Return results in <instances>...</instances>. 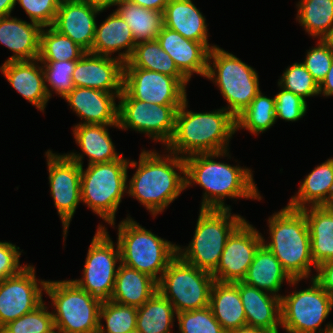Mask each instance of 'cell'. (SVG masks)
<instances>
[{
	"mask_svg": "<svg viewBox=\"0 0 333 333\" xmlns=\"http://www.w3.org/2000/svg\"><path fill=\"white\" fill-rule=\"evenodd\" d=\"M321 333H333V323H331L329 326H326V328Z\"/></svg>",
	"mask_w": 333,
	"mask_h": 333,
	"instance_id": "obj_55",
	"label": "cell"
},
{
	"mask_svg": "<svg viewBox=\"0 0 333 333\" xmlns=\"http://www.w3.org/2000/svg\"><path fill=\"white\" fill-rule=\"evenodd\" d=\"M86 51L52 26L40 32V61H77Z\"/></svg>",
	"mask_w": 333,
	"mask_h": 333,
	"instance_id": "obj_38",
	"label": "cell"
},
{
	"mask_svg": "<svg viewBox=\"0 0 333 333\" xmlns=\"http://www.w3.org/2000/svg\"><path fill=\"white\" fill-rule=\"evenodd\" d=\"M118 100L119 129L142 133L166 147L174 134L176 112L181 105L149 104L134 99L124 88Z\"/></svg>",
	"mask_w": 333,
	"mask_h": 333,
	"instance_id": "obj_13",
	"label": "cell"
},
{
	"mask_svg": "<svg viewBox=\"0 0 333 333\" xmlns=\"http://www.w3.org/2000/svg\"><path fill=\"white\" fill-rule=\"evenodd\" d=\"M115 243L107 227L100 223L88 247L82 278L71 279L79 288L102 301L110 300L112 296L121 262L119 245Z\"/></svg>",
	"mask_w": 333,
	"mask_h": 333,
	"instance_id": "obj_12",
	"label": "cell"
},
{
	"mask_svg": "<svg viewBox=\"0 0 333 333\" xmlns=\"http://www.w3.org/2000/svg\"><path fill=\"white\" fill-rule=\"evenodd\" d=\"M129 333H141L140 331H138L137 329L130 331Z\"/></svg>",
	"mask_w": 333,
	"mask_h": 333,
	"instance_id": "obj_57",
	"label": "cell"
},
{
	"mask_svg": "<svg viewBox=\"0 0 333 333\" xmlns=\"http://www.w3.org/2000/svg\"><path fill=\"white\" fill-rule=\"evenodd\" d=\"M214 282L210 272L184 262L177 255L163 272L157 288L179 313L209 306Z\"/></svg>",
	"mask_w": 333,
	"mask_h": 333,
	"instance_id": "obj_11",
	"label": "cell"
},
{
	"mask_svg": "<svg viewBox=\"0 0 333 333\" xmlns=\"http://www.w3.org/2000/svg\"><path fill=\"white\" fill-rule=\"evenodd\" d=\"M262 244V233L246 219L229 236L217 268L216 281L240 282L246 276L254 255Z\"/></svg>",
	"mask_w": 333,
	"mask_h": 333,
	"instance_id": "obj_16",
	"label": "cell"
},
{
	"mask_svg": "<svg viewBox=\"0 0 333 333\" xmlns=\"http://www.w3.org/2000/svg\"><path fill=\"white\" fill-rule=\"evenodd\" d=\"M299 185L298 192L289 199V207L301 210L324 206L333 192V157L317 165Z\"/></svg>",
	"mask_w": 333,
	"mask_h": 333,
	"instance_id": "obj_29",
	"label": "cell"
},
{
	"mask_svg": "<svg viewBox=\"0 0 333 333\" xmlns=\"http://www.w3.org/2000/svg\"><path fill=\"white\" fill-rule=\"evenodd\" d=\"M57 333H97L102 300L79 288L72 280H47Z\"/></svg>",
	"mask_w": 333,
	"mask_h": 333,
	"instance_id": "obj_9",
	"label": "cell"
},
{
	"mask_svg": "<svg viewBox=\"0 0 333 333\" xmlns=\"http://www.w3.org/2000/svg\"><path fill=\"white\" fill-rule=\"evenodd\" d=\"M268 241L262 235V243L280 261L293 280L312 279L317 266L311 255L310 232L305 214L300 209L286 205L267 220Z\"/></svg>",
	"mask_w": 333,
	"mask_h": 333,
	"instance_id": "obj_4",
	"label": "cell"
},
{
	"mask_svg": "<svg viewBox=\"0 0 333 333\" xmlns=\"http://www.w3.org/2000/svg\"><path fill=\"white\" fill-rule=\"evenodd\" d=\"M232 209H200L192 240L177 245V255L186 263L212 273L218 266L226 242L246 219Z\"/></svg>",
	"mask_w": 333,
	"mask_h": 333,
	"instance_id": "obj_6",
	"label": "cell"
},
{
	"mask_svg": "<svg viewBox=\"0 0 333 333\" xmlns=\"http://www.w3.org/2000/svg\"><path fill=\"white\" fill-rule=\"evenodd\" d=\"M124 68H141L159 72L178 79L186 88L190 80L177 68L169 54L156 40L138 43Z\"/></svg>",
	"mask_w": 333,
	"mask_h": 333,
	"instance_id": "obj_33",
	"label": "cell"
},
{
	"mask_svg": "<svg viewBox=\"0 0 333 333\" xmlns=\"http://www.w3.org/2000/svg\"><path fill=\"white\" fill-rule=\"evenodd\" d=\"M92 6L98 7L101 10H107L110 7H115L121 0H82Z\"/></svg>",
	"mask_w": 333,
	"mask_h": 333,
	"instance_id": "obj_51",
	"label": "cell"
},
{
	"mask_svg": "<svg viewBox=\"0 0 333 333\" xmlns=\"http://www.w3.org/2000/svg\"><path fill=\"white\" fill-rule=\"evenodd\" d=\"M157 41L189 80L194 73L205 78L210 49L204 43L186 39L164 25Z\"/></svg>",
	"mask_w": 333,
	"mask_h": 333,
	"instance_id": "obj_23",
	"label": "cell"
},
{
	"mask_svg": "<svg viewBox=\"0 0 333 333\" xmlns=\"http://www.w3.org/2000/svg\"><path fill=\"white\" fill-rule=\"evenodd\" d=\"M122 264L149 275L157 282L177 256V245L142 227L129 214L117 225Z\"/></svg>",
	"mask_w": 333,
	"mask_h": 333,
	"instance_id": "obj_5",
	"label": "cell"
},
{
	"mask_svg": "<svg viewBox=\"0 0 333 333\" xmlns=\"http://www.w3.org/2000/svg\"><path fill=\"white\" fill-rule=\"evenodd\" d=\"M215 319L228 333L247 325L244 307L238 290V282L213 283L209 304Z\"/></svg>",
	"mask_w": 333,
	"mask_h": 333,
	"instance_id": "obj_30",
	"label": "cell"
},
{
	"mask_svg": "<svg viewBox=\"0 0 333 333\" xmlns=\"http://www.w3.org/2000/svg\"><path fill=\"white\" fill-rule=\"evenodd\" d=\"M129 159L81 166V202L112 228L116 225V212L127 194Z\"/></svg>",
	"mask_w": 333,
	"mask_h": 333,
	"instance_id": "obj_7",
	"label": "cell"
},
{
	"mask_svg": "<svg viewBox=\"0 0 333 333\" xmlns=\"http://www.w3.org/2000/svg\"><path fill=\"white\" fill-rule=\"evenodd\" d=\"M157 291L156 280L147 274L120 263L110 301L140 307Z\"/></svg>",
	"mask_w": 333,
	"mask_h": 333,
	"instance_id": "obj_31",
	"label": "cell"
},
{
	"mask_svg": "<svg viewBox=\"0 0 333 333\" xmlns=\"http://www.w3.org/2000/svg\"><path fill=\"white\" fill-rule=\"evenodd\" d=\"M20 247L10 241H0V282L19 273L27 264H20V256L22 251Z\"/></svg>",
	"mask_w": 333,
	"mask_h": 333,
	"instance_id": "obj_47",
	"label": "cell"
},
{
	"mask_svg": "<svg viewBox=\"0 0 333 333\" xmlns=\"http://www.w3.org/2000/svg\"><path fill=\"white\" fill-rule=\"evenodd\" d=\"M284 280L288 285L293 281L280 261L262 243L257 249L253 262L242 282L281 298L283 294L278 292L284 286Z\"/></svg>",
	"mask_w": 333,
	"mask_h": 333,
	"instance_id": "obj_28",
	"label": "cell"
},
{
	"mask_svg": "<svg viewBox=\"0 0 333 333\" xmlns=\"http://www.w3.org/2000/svg\"><path fill=\"white\" fill-rule=\"evenodd\" d=\"M296 22L311 38L327 40L333 32V0H299Z\"/></svg>",
	"mask_w": 333,
	"mask_h": 333,
	"instance_id": "obj_35",
	"label": "cell"
},
{
	"mask_svg": "<svg viewBox=\"0 0 333 333\" xmlns=\"http://www.w3.org/2000/svg\"><path fill=\"white\" fill-rule=\"evenodd\" d=\"M274 106L275 97H267L260 91L249 106L235 118L236 132L244 129L254 136L265 133L276 124Z\"/></svg>",
	"mask_w": 333,
	"mask_h": 333,
	"instance_id": "obj_37",
	"label": "cell"
},
{
	"mask_svg": "<svg viewBox=\"0 0 333 333\" xmlns=\"http://www.w3.org/2000/svg\"><path fill=\"white\" fill-rule=\"evenodd\" d=\"M206 79L220 90L234 118L242 113L261 91L257 71L240 58L215 46L209 51Z\"/></svg>",
	"mask_w": 333,
	"mask_h": 333,
	"instance_id": "obj_8",
	"label": "cell"
},
{
	"mask_svg": "<svg viewBox=\"0 0 333 333\" xmlns=\"http://www.w3.org/2000/svg\"><path fill=\"white\" fill-rule=\"evenodd\" d=\"M229 152L194 154L184 158L186 189L196 183L204 190L200 209H231L225 203L226 198L262 200L251 168L215 160L231 159Z\"/></svg>",
	"mask_w": 333,
	"mask_h": 333,
	"instance_id": "obj_1",
	"label": "cell"
},
{
	"mask_svg": "<svg viewBox=\"0 0 333 333\" xmlns=\"http://www.w3.org/2000/svg\"><path fill=\"white\" fill-rule=\"evenodd\" d=\"M238 290L247 325L264 329L269 333H279V328H281V298L242 281L238 282Z\"/></svg>",
	"mask_w": 333,
	"mask_h": 333,
	"instance_id": "obj_25",
	"label": "cell"
},
{
	"mask_svg": "<svg viewBox=\"0 0 333 333\" xmlns=\"http://www.w3.org/2000/svg\"><path fill=\"white\" fill-rule=\"evenodd\" d=\"M228 333H269V332L264 329H261V328H256V327L246 325V326L231 330Z\"/></svg>",
	"mask_w": 333,
	"mask_h": 333,
	"instance_id": "obj_53",
	"label": "cell"
},
{
	"mask_svg": "<svg viewBox=\"0 0 333 333\" xmlns=\"http://www.w3.org/2000/svg\"><path fill=\"white\" fill-rule=\"evenodd\" d=\"M179 333H227L215 319L210 306L177 313Z\"/></svg>",
	"mask_w": 333,
	"mask_h": 333,
	"instance_id": "obj_43",
	"label": "cell"
},
{
	"mask_svg": "<svg viewBox=\"0 0 333 333\" xmlns=\"http://www.w3.org/2000/svg\"><path fill=\"white\" fill-rule=\"evenodd\" d=\"M279 90L275 97V118L286 122H296L303 118L308 110L307 101L296 94L282 88L277 83Z\"/></svg>",
	"mask_w": 333,
	"mask_h": 333,
	"instance_id": "obj_45",
	"label": "cell"
},
{
	"mask_svg": "<svg viewBox=\"0 0 333 333\" xmlns=\"http://www.w3.org/2000/svg\"><path fill=\"white\" fill-rule=\"evenodd\" d=\"M42 27L11 15L0 17V44L13 54L5 60L28 61L39 58Z\"/></svg>",
	"mask_w": 333,
	"mask_h": 333,
	"instance_id": "obj_24",
	"label": "cell"
},
{
	"mask_svg": "<svg viewBox=\"0 0 333 333\" xmlns=\"http://www.w3.org/2000/svg\"><path fill=\"white\" fill-rule=\"evenodd\" d=\"M328 210L333 212V192L331 194L330 199L327 201V203L324 205Z\"/></svg>",
	"mask_w": 333,
	"mask_h": 333,
	"instance_id": "obj_54",
	"label": "cell"
},
{
	"mask_svg": "<svg viewBox=\"0 0 333 333\" xmlns=\"http://www.w3.org/2000/svg\"><path fill=\"white\" fill-rule=\"evenodd\" d=\"M75 87H86L108 93L123 91L124 63L115 58L86 52L72 75Z\"/></svg>",
	"mask_w": 333,
	"mask_h": 333,
	"instance_id": "obj_18",
	"label": "cell"
},
{
	"mask_svg": "<svg viewBox=\"0 0 333 333\" xmlns=\"http://www.w3.org/2000/svg\"><path fill=\"white\" fill-rule=\"evenodd\" d=\"M163 25L186 39L204 43L210 50L217 46L208 42V23L193 0H169L163 11Z\"/></svg>",
	"mask_w": 333,
	"mask_h": 333,
	"instance_id": "obj_27",
	"label": "cell"
},
{
	"mask_svg": "<svg viewBox=\"0 0 333 333\" xmlns=\"http://www.w3.org/2000/svg\"><path fill=\"white\" fill-rule=\"evenodd\" d=\"M307 219L312 260L316 266L333 259V212L325 206L301 209Z\"/></svg>",
	"mask_w": 333,
	"mask_h": 333,
	"instance_id": "obj_32",
	"label": "cell"
},
{
	"mask_svg": "<svg viewBox=\"0 0 333 333\" xmlns=\"http://www.w3.org/2000/svg\"><path fill=\"white\" fill-rule=\"evenodd\" d=\"M16 0H0V17L12 15Z\"/></svg>",
	"mask_w": 333,
	"mask_h": 333,
	"instance_id": "obj_52",
	"label": "cell"
},
{
	"mask_svg": "<svg viewBox=\"0 0 333 333\" xmlns=\"http://www.w3.org/2000/svg\"><path fill=\"white\" fill-rule=\"evenodd\" d=\"M73 126L72 134L82 153L73 151L66 155L80 166H83L85 155L89 159L87 165L118 160L124 156L123 153L116 151L109 132V127L119 129L118 125L75 124Z\"/></svg>",
	"mask_w": 333,
	"mask_h": 333,
	"instance_id": "obj_21",
	"label": "cell"
},
{
	"mask_svg": "<svg viewBox=\"0 0 333 333\" xmlns=\"http://www.w3.org/2000/svg\"><path fill=\"white\" fill-rule=\"evenodd\" d=\"M327 40L331 43V45L333 47V32H332L331 36Z\"/></svg>",
	"mask_w": 333,
	"mask_h": 333,
	"instance_id": "obj_56",
	"label": "cell"
},
{
	"mask_svg": "<svg viewBox=\"0 0 333 333\" xmlns=\"http://www.w3.org/2000/svg\"><path fill=\"white\" fill-rule=\"evenodd\" d=\"M188 99L176 112L174 134L164 150L182 158L229 150L236 133L235 118L223 107L207 112L188 109Z\"/></svg>",
	"mask_w": 333,
	"mask_h": 333,
	"instance_id": "obj_3",
	"label": "cell"
},
{
	"mask_svg": "<svg viewBox=\"0 0 333 333\" xmlns=\"http://www.w3.org/2000/svg\"><path fill=\"white\" fill-rule=\"evenodd\" d=\"M60 0H16L29 17L31 22L39 24L41 27L53 26Z\"/></svg>",
	"mask_w": 333,
	"mask_h": 333,
	"instance_id": "obj_46",
	"label": "cell"
},
{
	"mask_svg": "<svg viewBox=\"0 0 333 333\" xmlns=\"http://www.w3.org/2000/svg\"><path fill=\"white\" fill-rule=\"evenodd\" d=\"M315 47L307 50L303 64L312 75L313 79L320 84L329 72L333 61V47L328 40H317Z\"/></svg>",
	"mask_w": 333,
	"mask_h": 333,
	"instance_id": "obj_44",
	"label": "cell"
},
{
	"mask_svg": "<svg viewBox=\"0 0 333 333\" xmlns=\"http://www.w3.org/2000/svg\"><path fill=\"white\" fill-rule=\"evenodd\" d=\"M104 11L82 0L61 1L52 27L90 52L95 38L96 17Z\"/></svg>",
	"mask_w": 333,
	"mask_h": 333,
	"instance_id": "obj_19",
	"label": "cell"
},
{
	"mask_svg": "<svg viewBox=\"0 0 333 333\" xmlns=\"http://www.w3.org/2000/svg\"><path fill=\"white\" fill-rule=\"evenodd\" d=\"M0 71L19 95L44 113L49 96L45 87L44 70L39 59L4 62L0 66Z\"/></svg>",
	"mask_w": 333,
	"mask_h": 333,
	"instance_id": "obj_22",
	"label": "cell"
},
{
	"mask_svg": "<svg viewBox=\"0 0 333 333\" xmlns=\"http://www.w3.org/2000/svg\"><path fill=\"white\" fill-rule=\"evenodd\" d=\"M45 301L31 312L5 325L0 333H55L52 311Z\"/></svg>",
	"mask_w": 333,
	"mask_h": 333,
	"instance_id": "obj_41",
	"label": "cell"
},
{
	"mask_svg": "<svg viewBox=\"0 0 333 333\" xmlns=\"http://www.w3.org/2000/svg\"><path fill=\"white\" fill-rule=\"evenodd\" d=\"M136 321L137 307L105 300L100 307L97 333H129L136 329Z\"/></svg>",
	"mask_w": 333,
	"mask_h": 333,
	"instance_id": "obj_39",
	"label": "cell"
},
{
	"mask_svg": "<svg viewBox=\"0 0 333 333\" xmlns=\"http://www.w3.org/2000/svg\"><path fill=\"white\" fill-rule=\"evenodd\" d=\"M45 75V87L49 99L52 94L64 98L75 87L72 80L76 61H40ZM54 92V93H52Z\"/></svg>",
	"mask_w": 333,
	"mask_h": 333,
	"instance_id": "obj_40",
	"label": "cell"
},
{
	"mask_svg": "<svg viewBox=\"0 0 333 333\" xmlns=\"http://www.w3.org/2000/svg\"><path fill=\"white\" fill-rule=\"evenodd\" d=\"M116 6V13L130 27L136 44L157 39L163 27V12L146 9L129 0H121Z\"/></svg>",
	"mask_w": 333,
	"mask_h": 333,
	"instance_id": "obj_34",
	"label": "cell"
},
{
	"mask_svg": "<svg viewBox=\"0 0 333 333\" xmlns=\"http://www.w3.org/2000/svg\"><path fill=\"white\" fill-rule=\"evenodd\" d=\"M146 9L163 12L169 0H129Z\"/></svg>",
	"mask_w": 333,
	"mask_h": 333,
	"instance_id": "obj_50",
	"label": "cell"
},
{
	"mask_svg": "<svg viewBox=\"0 0 333 333\" xmlns=\"http://www.w3.org/2000/svg\"><path fill=\"white\" fill-rule=\"evenodd\" d=\"M123 88L149 104L182 105L187 99V89L178 79L147 69L124 68Z\"/></svg>",
	"mask_w": 333,
	"mask_h": 333,
	"instance_id": "obj_17",
	"label": "cell"
},
{
	"mask_svg": "<svg viewBox=\"0 0 333 333\" xmlns=\"http://www.w3.org/2000/svg\"><path fill=\"white\" fill-rule=\"evenodd\" d=\"M278 84L306 101V98L319 95V84L313 79L302 62L288 65L279 76Z\"/></svg>",
	"mask_w": 333,
	"mask_h": 333,
	"instance_id": "obj_42",
	"label": "cell"
},
{
	"mask_svg": "<svg viewBox=\"0 0 333 333\" xmlns=\"http://www.w3.org/2000/svg\"><path fill=\"white\" fill-rule=\"evenodd\" d=\"M300 281L293 280L289 286L295 290L281 296V328L286 333H321L332 323L321 327L332 312L333 297L313 278L311 286L296 290Z\"/></svg>",
	"mask_w": 333,
	"mask_h": 333,
	"instance_id": "obj_10",
	"label": "cell"
},
{
	"mask_svg": "<svg viewBox=\"0 0 333 333\" xmlns=\"http://www.w3.org/2000/svg\"><path fill=\"white\" fill-rule=\"evenodd\" d=\"M120 94L74 87L63 99L81 119L77 124L118 125V104L115 100Z\"/></svg>",
	"mask_w": 333,
	"mask_h": 333,
	"instance_id": "obj_20",
	"label": "cell"
},
{
	"mask_svg": "<svg viewBox=\"0 0 333 333\" xmlns=\"http://www.w3.org/2000/svg\"><path fill=\"white\" fill-rule=\"evenodd\" d=\"M314 280L333 297V259L317 266Z\"/></svg>",
	"mask_w": 333,
	"mask_h": 333,
	"instance_id": "obj_48",
	"label": "cell"
},
{
	"mask_svg": "<svg viewBox=\"0 0 333 333\" xmlns=\"http://www.w3.org/2000/svg\"><path fill=\"white\" fill-rule=\"evenodd\" d=\"M177 313L168 299L158 291L137 307L136 329L141 333H174Z\"/></svg>",
	"mask_w": 333,
	"mask_h": 333,
	"instance_id": "obj_36",
	"label": "cell"
},
{
	"mask_svg": "<svg viewBox=\"0 0 333 333\" xmlns=\"http://www.w3.org/2000/svg\"><path fill=\"white\" fill-rule=\"evenodd\" d=\"M135 45L136 41L130 27L113 10L100 25L96 24L95 38L90 53L115 57L126 63L133 53ZM114 53H118V56H114Z\"/></svg>",
	"mask_w": 333,
	"mask_h": 333,
	"instance_id": "obj_26",
	"label": "cell"
},
{
	"mask_svg": "<svg viewBox=\"0 0 333 333\" xmlns=\"http://www.w3.org/2000/svg\"><path fill=\"white\" fill-rule=\"evenodd\" d=\"M319 95L324 97L333 96V61L329 72L326 74L323 81L319 84Z\"/></svg>",
	"mask_w": 333,
	"mask_h": 333,
	"instance_id": "obj_49",
	"label": "cell"
},
{
	"mask_svg": "<svg viewBox=\"0 0 333 333\" xmlns=\"http://www.w3.org/2000/svg\"><path fill=\"white\" fill-rule=\"evenodd\" d=\"M48 170L50 195L62 221L63 242L67 237L70 222L81 202V166L65 153H45Z\"/></svg>",
	"mask_w": 333,
	"mask_h": 333,
	"instance_id": "obj_14",
	"label": "cell"
},
{
	"mask_svg": "<svg viewBox=\"0 0 333 333\" xmlns=\"http://www.w3.org/2000/svg\"><path fill=\"white\" fill-rule=\"evenodd\" d=\"M35 269L31 263L27 264L19 273L0 282V330L45 301L47 280L36 278Z\"/></svg>",
	"mask_w": 333,
	"mask_h": 333,
	"instance_id": "obj_15",
	"label": "cell"
},
{
	"mask_svg": "<svg viewBox=\"0 0 333 333\" xmlns=\"http://www.w3.org/2000/svg\"><path fill=\"white\" fill-rule=\"evenodd\" d=\"M128 167L136 170L127 181V195L152 217L162 214L186 190L185 160L167 150L160 154L155 148H143L138 162L129 159Z\"/></svg>",
	"mask_w": 333,
	"mask_h": 333,
	"instance_id": "obj_2",
	"label": "cell"
}]
</instances>
